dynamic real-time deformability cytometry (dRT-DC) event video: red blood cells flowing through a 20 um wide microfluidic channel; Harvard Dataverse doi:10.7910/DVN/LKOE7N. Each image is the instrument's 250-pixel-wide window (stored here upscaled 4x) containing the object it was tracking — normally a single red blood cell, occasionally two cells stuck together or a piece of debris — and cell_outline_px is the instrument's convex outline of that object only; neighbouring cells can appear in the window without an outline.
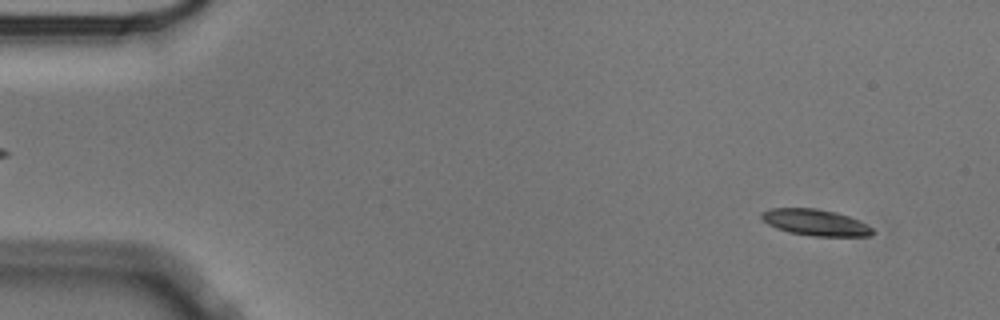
{"species": "Egyptian fruit bat (a non-hibernating species)", "species_latin": "Rousettus aegyptiacus", "temperature_condition": "cold", "stored_images_in_passage": 56, "camera_frame_rate_fps": 3000, "um_per_image_px": 0.085, "animal": {"sex": "male"}, "frame": {"image": 1, "passage_image": 4, "time_ms": 1.0, "image_size_px": [1000, 320], "cell_outline_px": [[876, 232], [872, 236], [816, 236], [788, 232], [776, 228], [768, 224], [760, 216], [760, 212], [772, 208], [816, 208], [836, 212], [848, 216], [872, 228]], "centroid_in_image_um": [69.29, 18.91], "position_along_channel_um": 15.7, "area_um2": 16.94}}
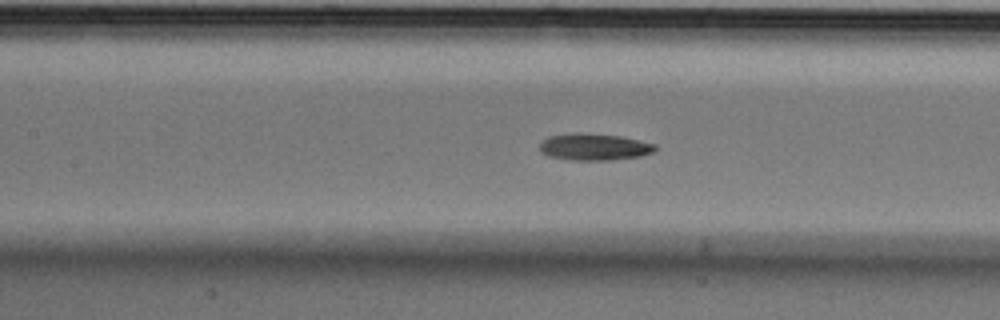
{"frame": {"image": 2, "passage_image": 25, "time_ms": 8.0, "image_size_px": [1000, 320], "cell_outline_px": [[656, 148], [652, 152], [640, 156], [612, 160], [572, 160], [548, 156], [540, 152], [540, 144], [548, 136], [576, 132], [620, 136], [656, 144]], "centroid_in_image_um": [50.48, 12.49], "position_along_channel_um": 156.9, "area_um2": 17.98}}
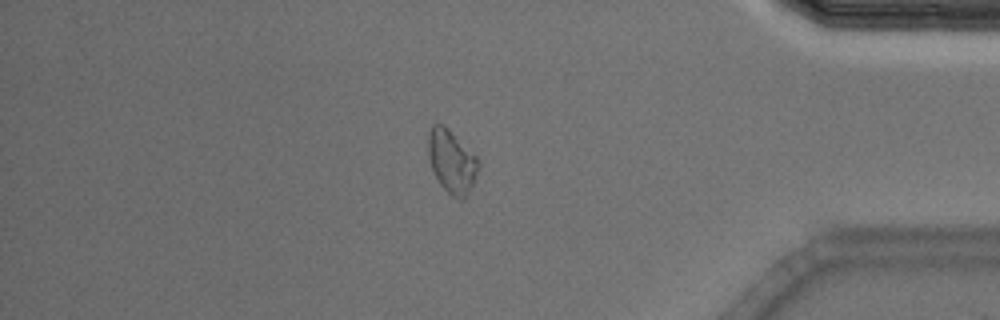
{"frame": {"image": 3, "passage_image": 48, "time_ms": 15.667, "image_size_px": [1000, 320], "cell_outline_px": [[480, 164], [472, 184], [464, 200], [460, 200], [452, 196], [440, 184], [432, 168], [428, 156], [428, 132], [432, 124], [440, 124], [448, 128], [476, 156]], "centroid_in_image_um": [38.38, 13.71], "position_along_channel_um": 396.8, "area_um2": 18.21}, "authors_computed_cell_mechanics": {"area_um2": 17.5423, "velocity_mm_per_s": 3.5197, "shape_relaxation_time_tau1_ms": 6.4282, "shape_relaxation_time_tau2_ms": 7.0244, "deformation_change_tau1": 0.1613, "deformation_change_tau2": 0.1326}}